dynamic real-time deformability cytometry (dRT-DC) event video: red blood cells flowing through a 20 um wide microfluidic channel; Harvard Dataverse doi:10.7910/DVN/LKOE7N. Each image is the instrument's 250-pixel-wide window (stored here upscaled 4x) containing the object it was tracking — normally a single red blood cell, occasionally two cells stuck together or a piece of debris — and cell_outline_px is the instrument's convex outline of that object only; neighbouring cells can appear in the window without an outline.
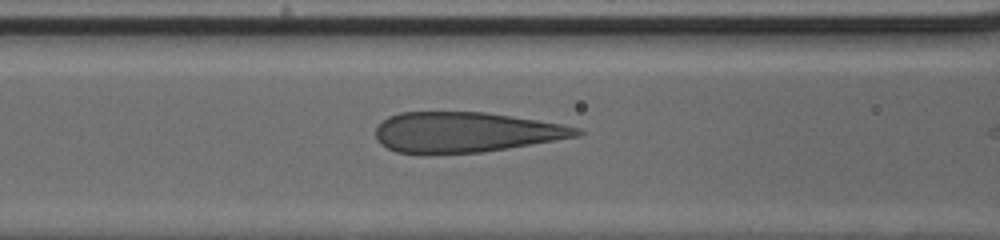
{"species": "human", "species_latin": "Homo sapiens", "temperature_condition": "cold", "stored_images_in_passage": 26, "camera_frame_rate_fps": 3000, "um_per_image_px": 0.085, "donor": {"sex": "male"}, "frame": {"image": 1, "passage_image": 19, "time_ms": 6.0, "image_size_px": [1000, 240], "cell_outline_px": [[584, 132], [576, 136], [508, 148], [484, 152], [396, 152], [380, 144], [376, 140], [376, 128], [388, 116], [400, 112], [484, 112], [536, 120], [560, 124], [580, 128]], "centroid_in_image_um": [39.54, 11.22], "position_along_channel_um": 127.1, "area_um2": 46.24}}
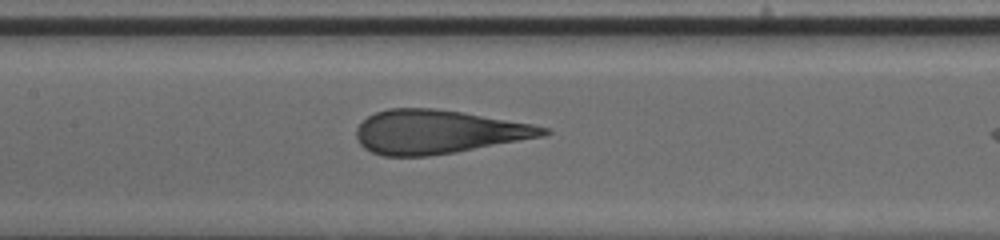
{"frame": {"image": 2, "passage_image": 22, "time_ms": 7.0, "image_size_px": [1000, 240], "cell_outline_px": [[552, 132], [544, 136], [456, 152], [428, 156], [384, 156], [372, 152], [364, 148], [360, 144], [356, 136], [356, 128], [368, 116], [376, 112], [388, 108], [432, 108], [460, 112], [532, 124], [548, 128]], "centroid_in_image_um": [37.21, 11.21], "position_along_channel_um": 170.2, "area_um2": 47.34}}
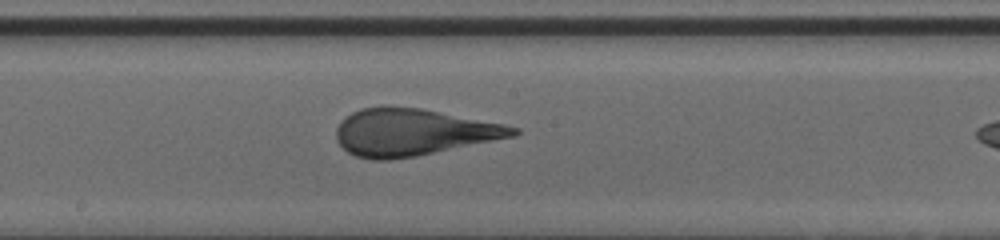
{"frame": {"image": 3, "passage_image": 25, "time_ms": 8.0, "image_size_px": [1000, 240], "cell_outline_px": [[520, 132], [516, 136], [416, 156], [388, 160], [372, 160], [356, 156], [348, 152], [336, 140], [336, 128], [340, 120], [352, 112], [360, 108], [388, 104], [420, 108], [504, 124], [520, 128]], "centroid_in_image_um": [35.07, 11.22], "position_along_channel_um": 213.1, "area_um2": 48.73}}